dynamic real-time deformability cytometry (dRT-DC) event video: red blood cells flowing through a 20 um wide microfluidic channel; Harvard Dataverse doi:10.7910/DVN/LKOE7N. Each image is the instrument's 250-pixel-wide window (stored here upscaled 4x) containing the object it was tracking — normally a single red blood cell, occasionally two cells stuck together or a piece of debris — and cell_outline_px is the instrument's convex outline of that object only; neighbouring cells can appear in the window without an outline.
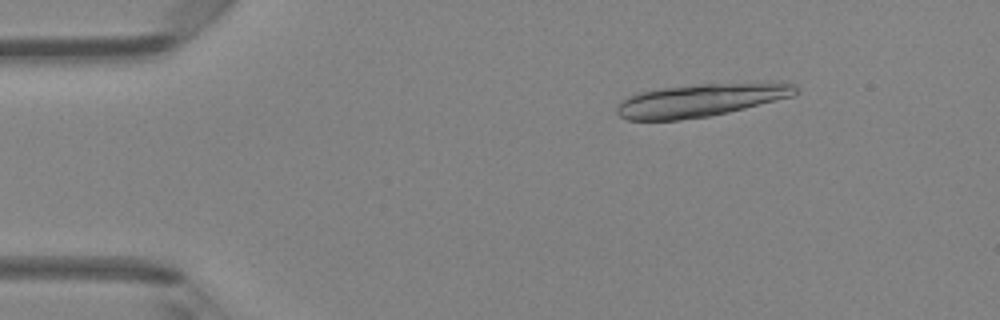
{"species": "Egyptian fruit bat (a non-hibernating species)", "species_latin": "Rousettus aegyptiacus", "temperature_condition": "room temperature", "stored_images_in_passage": 12, "camera_frame_rate_fps": 3000, "um_per_image_px": 0.085, "animal": {"sex": "female"}, "frame": {"image": 1, "passage_image": 3, "time_ms": 0.667, "image_size_px": [1000, 320], "cell_outline_px": [[796, 92], [792, 96], [728, 112], [708, 116], [680, 120], [628, 120], [620, 116], [616, 112], [616, 108], [620, 100], [636, 92], [660, 88], [700, 84], [784, 80], [792, 84], [796, 88]], "centroid_in_image_um": [59.56, 8.49], "position_along_channel_um": 25.4, "area_um2": 34.8}}